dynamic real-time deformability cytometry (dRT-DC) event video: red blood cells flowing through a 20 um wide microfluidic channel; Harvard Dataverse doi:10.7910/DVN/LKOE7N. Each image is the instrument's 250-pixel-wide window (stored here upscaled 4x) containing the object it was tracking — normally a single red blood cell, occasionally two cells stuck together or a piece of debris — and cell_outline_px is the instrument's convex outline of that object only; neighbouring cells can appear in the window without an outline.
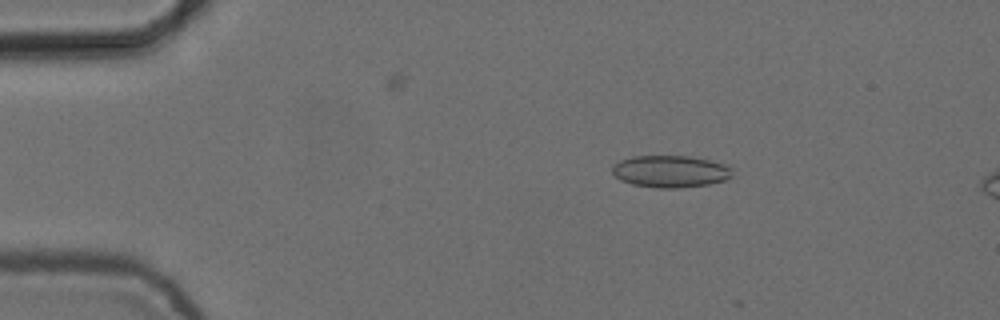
{"species": "common noctule bat (a hibernating species)", "species_latin": "Nyctalus noctula", "temperature_condition": "cold", "stored_images_in_passage": 4, "camera_frame_rate_fps": 3000, "um_per_image_px": 0.085, "animal": {"sex": "female", "body_mass_g": 24.6, "forearm_length_mm": 56.2}, "frame": {"image": 1, "passage_image": 2, "time_ms": 0.333, "image_size_px": [1000, 320], "cell_outline_px": [[732, 176], [724, 180], [708, 184], [680, 188], [656, 188], [632, 184], [620, 180], [612, 172], [612, 164], [620, 160], [632, 156], [688, 156], [708, 160], [724, 164], [728, 168]], "centroid_in_image_um": [56.91, 14.57], "position_along_channel_um": 28.1, "area_um2": 22.25}}